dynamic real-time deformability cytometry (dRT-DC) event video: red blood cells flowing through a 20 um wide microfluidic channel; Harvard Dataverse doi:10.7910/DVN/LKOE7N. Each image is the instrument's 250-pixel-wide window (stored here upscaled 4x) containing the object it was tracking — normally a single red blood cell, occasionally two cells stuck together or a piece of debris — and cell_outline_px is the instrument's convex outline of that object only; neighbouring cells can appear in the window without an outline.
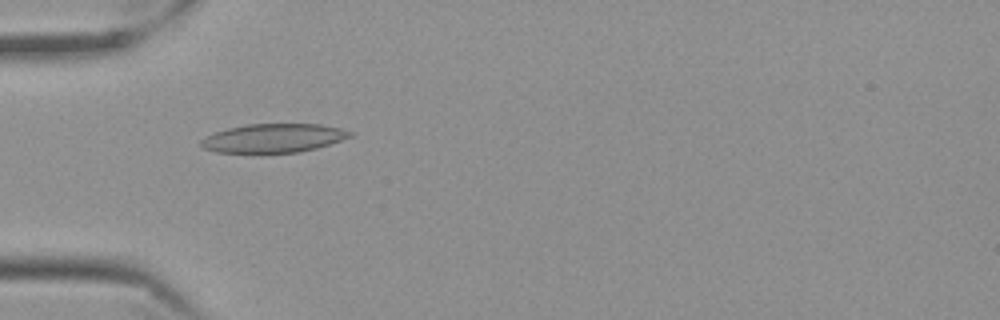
{"species": "Egyptian fruit bat (a non-hibernating species)", "species_latin": "Rousettus aegyptiacus", "temperature_condition": "cold", "stored_images_in_passage": 57, "camera_frame_rate_fps": 3000, "um_per_image_px": 0.085, "frame": {"image": 1, "passage_image": 18, "time_ms": 5.667, "image_size_px": [1000, 320], "cell_outline_px": [[352, 136], [316, 148], [296, 152], [216, 152], [204, 148], [200, 144], [200, 140], [204, 136], [228, 128], [248, 124], [320, 124], [340, 128], [352, 132]], "centroid_in_image_um": [23.22, 11.73], "position_along_channel_um": 61.8, "area_um2": 24.62}}
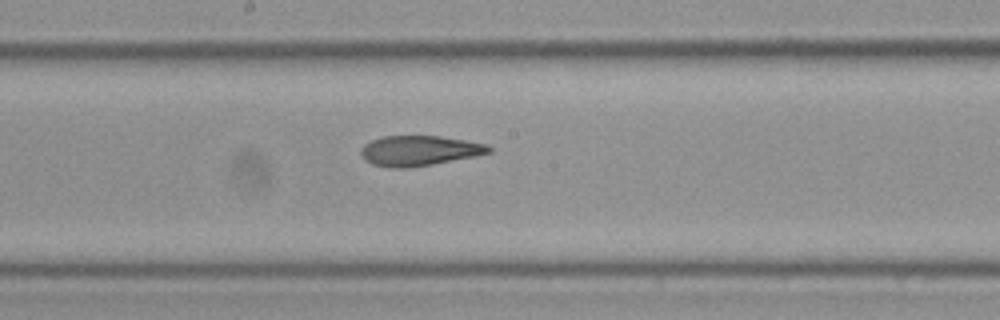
{"frame": {"image": 2, "passage_image": 31, "time_ms": 10.0, "image_size_px": [1000, 320], "cell_outline_px": [[492, 152], [476, 156], [432, 164], [404, 168], [392, 168], [372, 164], [364, 160], [360, 152], [360, 148], [364, 144], [372, 140], [384, 136], [440, 136], [488, 144], [492, 148]], "centroid_in_image_um": [35.63, 12.81], "position_along_channel_um": 212.6, "area_um2": 22.48}}
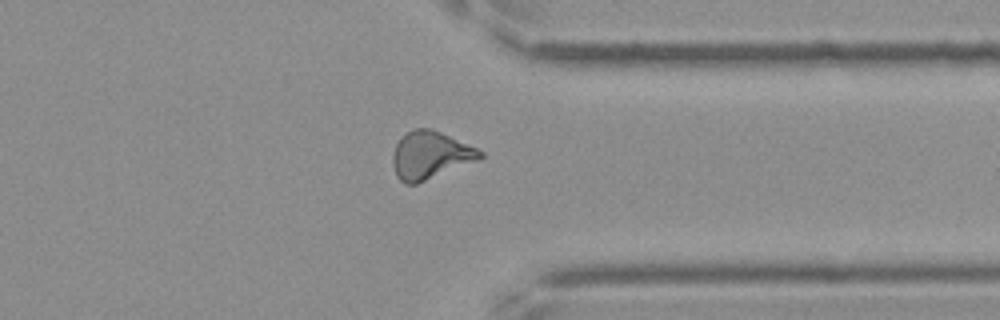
{"frame": {"image": 3, "passage_image": 45, "time_ms": 14.667, "image_size_px": [1000, 320], "cell_outline_px": [[484, 156], [476, 160], [416, 184], [404, 184], [396, 176], [392, 164], [392, 156], [396, 144], [408, 132], [416, 128], [432, 128], [476, 148], [484, 152]], "centroid_in_image_um": [36.54, 13.2], "position_along_channel_um": 374.9, "area_um2": 23.81}, "authors_computed_cell_mechanics": {"area_um2": 23.5824, "velocity_mm_per_s": 3.5337, "shape_relaxation_time_tau1_ms": null, "shape_relaxation_time_tau2_ms": 3.9144, "deformation_change_tau1": null, "deformation_change_tau2": 0.1193}}